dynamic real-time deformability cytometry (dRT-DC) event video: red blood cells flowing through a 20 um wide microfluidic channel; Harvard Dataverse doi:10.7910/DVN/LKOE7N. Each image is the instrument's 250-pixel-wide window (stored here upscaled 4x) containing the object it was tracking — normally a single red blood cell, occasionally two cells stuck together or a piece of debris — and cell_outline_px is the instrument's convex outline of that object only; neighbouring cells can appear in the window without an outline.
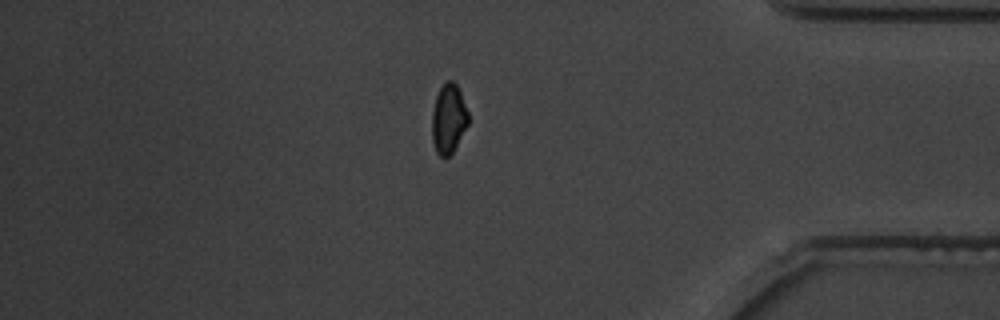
{"species": "common noctule bat (a hibernating species)", "species_latin": "Nyctalus noctula", "temperature_condition": "warm", "stored_images_in_passage": 34, "camera_frame_rate_fps": 3000, "um_per_image_px": 0.085, "animal": {"sex": "male", "body_mass_g": 19.5, "forearm_length_mm": 54.6}, "frame": {"image": 1, "passage_image": 29, "time_ms": 9.333, "image_size_px": [1000, 320], "cell_outline_px": [[468, 124], [452, 152], [448, 156], [440, 156], [436, 152], [432, 140], [432, 112], [436, 96], [440, 88], [448, 80], [452, 80], [456, 84], [460, 92], [468, 112]], "centroid_in_image_um": [38.11, 10.09], "position_along_channel_um": 397.1, "area_um2": 14.45}}